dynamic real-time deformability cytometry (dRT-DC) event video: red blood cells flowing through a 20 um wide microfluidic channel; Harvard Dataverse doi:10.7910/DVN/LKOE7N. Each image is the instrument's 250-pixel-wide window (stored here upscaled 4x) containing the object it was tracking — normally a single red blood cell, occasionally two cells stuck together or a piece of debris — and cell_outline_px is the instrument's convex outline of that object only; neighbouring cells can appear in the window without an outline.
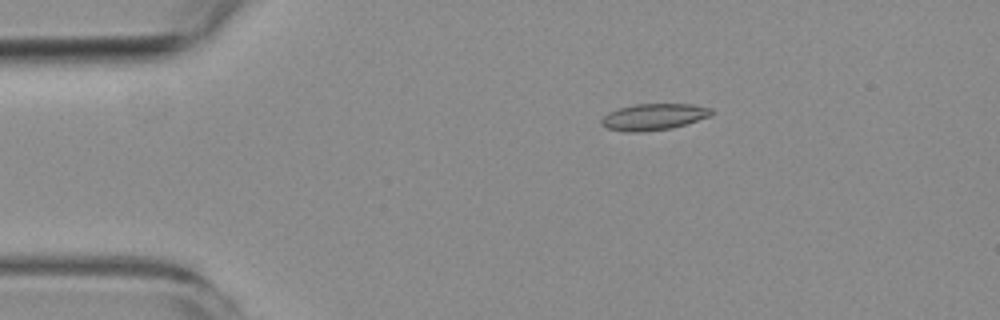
{"species": "common noctule bat (a hibernating species)", "species_latin": "Nyctalus noctula", "temperature_condition": "room temperature", "stored_images_in_passage": 6, "camera_frame_rate_fps": 3000, "um_per_image_px": 0.085, "animal": {"sex": "female", "body_mass_g": 19.3, "forearm_length_mm": 54.1}, "frame": {"image": 1, "passage_image": 3, "time_ms": 2.333, "image_size_px": [1000, 320], "cell_outline_px": [[712, 116], [672, 128], [640, 132], [628, 132], [608, 128], [600, 124], [600, 120], [608, 112], [616, 108], [636, 104], [692, 104], [712, 108]], "centroid_in_image_um": [55.56, 9.92], "position_along_channel_um": 29.4, "area_um2": 17.05}}
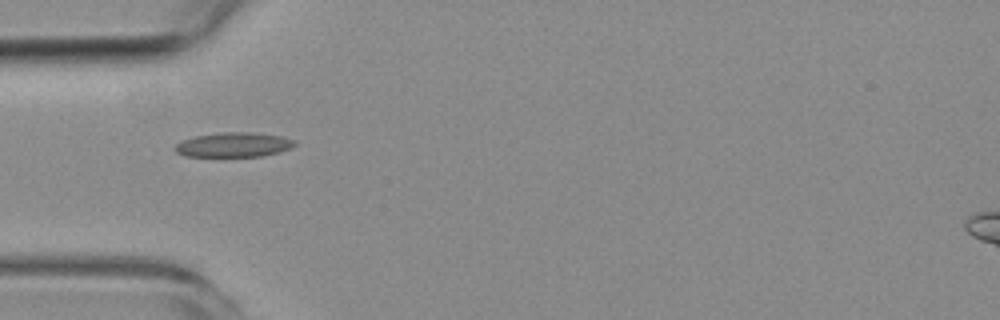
{"frame": {"image": 2, "passage_image": 5, "time_ms": 4.667, "image_size_px": [1000, 320], "cell_outline_px": [[296, 144], [280, 152], [264, 156], [184, 156], [176, 152], [172, 148], [176, 144], [184, 140], [196, 136], [220, 132], [252, 132], [280, 136], [296, 140]], "centroid_in_image_um": [19.85, 12.3], "position_along_channel_um": 65.1, "area_um2": 17.11}}
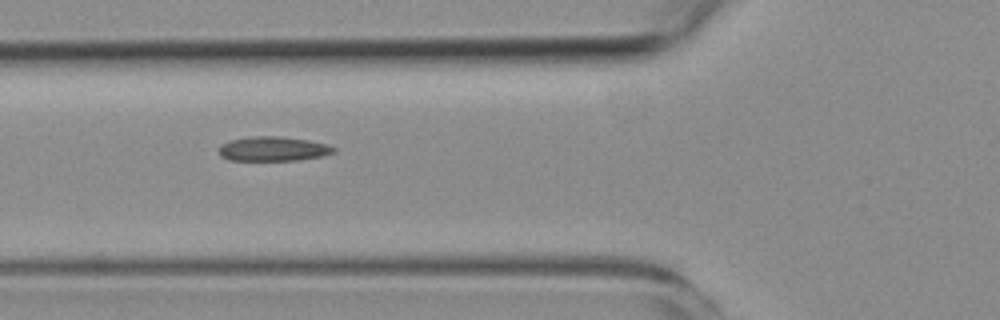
{"frame": {"image": 3, "passage_image": 6, "time_ms": 5.667, "image_size_px": [1000, 320], "cell_outline_px": [[336, 152], [320, 156], [300, 160], [228, 160], [220, 156], [220, 144], [232, 140], [252, 136], [280, 136], [308, 140], [324, 144], [336, 148]], "centroid_in_image_um": [23.21, 12.65], "position_along_channel_um": 102.6, "area_um2": 16.24}}